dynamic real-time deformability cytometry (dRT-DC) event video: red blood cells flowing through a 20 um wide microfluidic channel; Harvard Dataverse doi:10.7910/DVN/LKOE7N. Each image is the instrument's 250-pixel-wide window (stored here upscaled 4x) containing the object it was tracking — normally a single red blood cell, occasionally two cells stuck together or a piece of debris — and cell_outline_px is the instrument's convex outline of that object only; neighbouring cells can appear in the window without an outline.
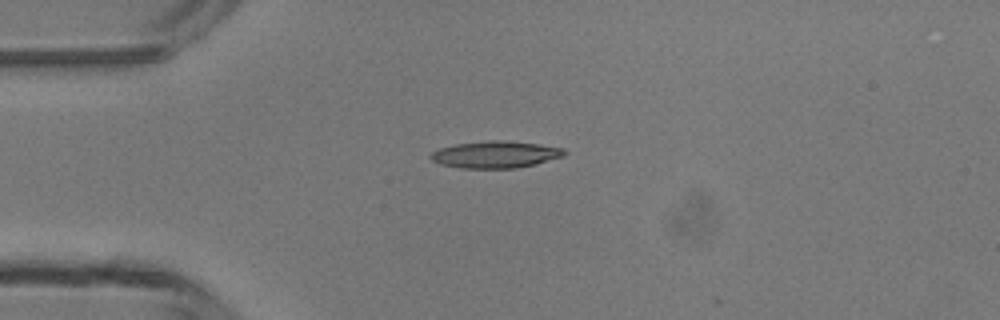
{"species": "common noctule bat (a hibernating species)", "species_latin": "Nyctalus noctula", "temperature_condition": "room temperature", "stored_images_in_passage": 5, "camera_frame_rate_fps": 3000, "um_per_image_px": 0.085, "animal": {"sex": "male", "body_mass_g": 13.3}, "frame": {"image": 1, "passage_image": 3, "time_ms": 3.667, "image_size_px": [1000, 320], "cell_outline_px": [[568, 152], [564, 156], [536, 164], [516, 168], [460, 168], [440, 164], [432, 160], [428, 156], [432, 152], [440, 148], [456, 144], [488, 140], [504, 140], [540, 144], [564, 148]], "centroid_in_image_um": [42.14, 13.13], "position_along_channel_um": 42.9, "area_um2": 21.1}}
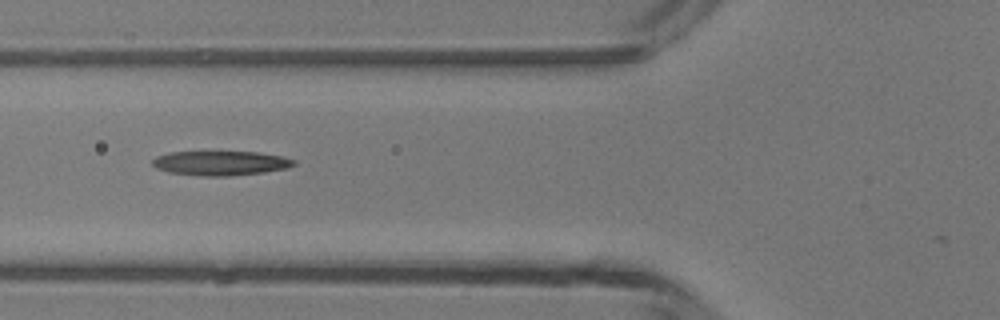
{"frame": {"image": 2, "passage_image": 5, "time_ms": 5.667, "image_size_px": [1000, 320], "cell_outline_px": [[296, 164], [288, 168], [264, 172], [228, 176], [204, 176], [168, 172], [156, 168], [152, 164], [152, 160], [156, 156], [168, 152], [260, 152], [284, 156], [296, 160]], "centroid_in_image_um": [18.78, 13.86], "position_along_channel_um": 107.0, "area_um2": 20.29}}